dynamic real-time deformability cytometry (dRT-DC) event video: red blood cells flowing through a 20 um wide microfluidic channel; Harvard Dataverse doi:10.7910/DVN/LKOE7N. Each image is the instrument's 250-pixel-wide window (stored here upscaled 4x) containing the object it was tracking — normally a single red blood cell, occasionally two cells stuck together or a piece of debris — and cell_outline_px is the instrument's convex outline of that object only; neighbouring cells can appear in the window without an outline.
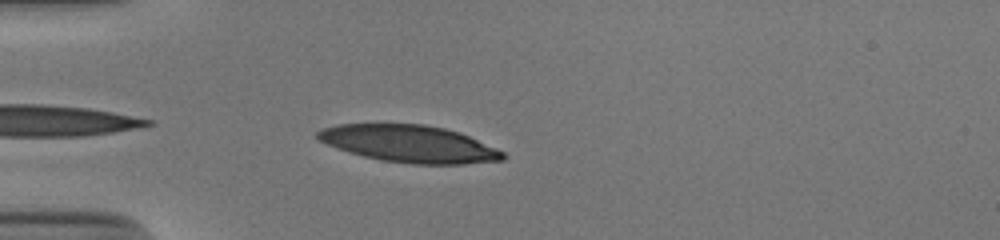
{"species": "human", "species_latin": "Homo sapiens", "temperature_condition": "cold", "stored_images_in_passage": 36, "camera_frame_rate_fps": 3000, "um_per_image_px": 0.085, "donor": {"sex": "male"}, "frame": {"image": 1, "passage_image": 2, "time_ms": 0.333, "image_size_px": [1000, 240], "cell_outline_px": [[504, 160], [464, 164], [412, 164], [380, 160], [364, 156], [328, 144], [320, 140], [316, 136], [316, 132], [320, 128], [336, 124], [424, 124], [444, 128], [468, 136], [496, 148], [504, 152]], "centroid_in_image_um": [34.78, 12.22], "position_along_channel_um": 50.2, "area_um2": 39.71}}
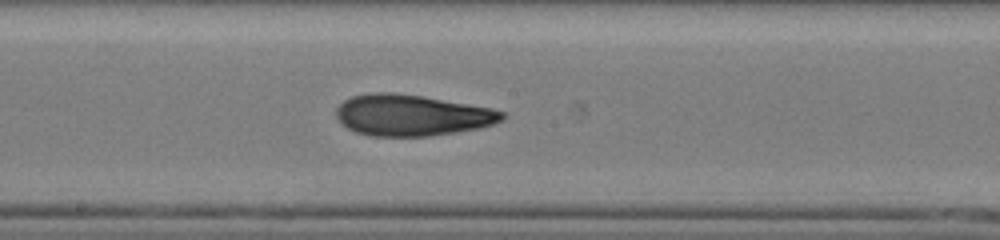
{"frame": {"image": 2, "passage_image": 16, "time_ms": 5.0, "image_size_px": [1000, 240], "cell_outline_px": [[504, 116], [500, 120], [492, 124], [480, 128], [456, 132], [428, 136], [372, 136], [356, 132], [348, 128], [336, 116], [336, 108], [344, 100], [352, 96], [372, 92], [392, 92], [420, 96], [492, 108], [504, 112]], "centroid_in_image_um": [34.98, 9.79], "position_along_channel_um": 213.2, "area_um2": 39.48}}
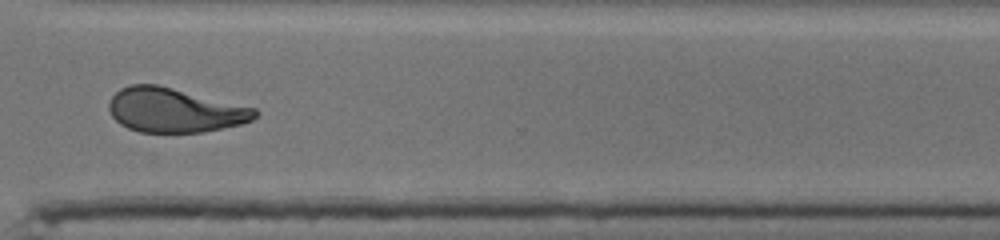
{"frame": {"image": 3, "passage_image": 27, "time_ms": 8.667, "image_size_px": [1000, 240], "cell_outline_px": [[260, 112], [252, 120], [240, 124], [204, 132], [140, 132], [128, 128], [120, 124], [112, 116], [108, 108], [108, 104], [112, 96], [120, 88], [132, 84], [156, 84], [256, 108]], "centroid_in_image_um": [14.82, 9.37], "position_along_channel_um": 355.8, "area_um2": 37.57}, "authors_computed_cell_mechanics": {"area_um2": 39.015, "velocity_mm_per_s": 3.8781, "shape_relaxation_time_tau1_ms": 9.0605, "shape_relaxation_time_tau2_ms": 1.9417, "deformation_change_tau1": 0.2683, "deformation_change_tau2": 0.0864}}